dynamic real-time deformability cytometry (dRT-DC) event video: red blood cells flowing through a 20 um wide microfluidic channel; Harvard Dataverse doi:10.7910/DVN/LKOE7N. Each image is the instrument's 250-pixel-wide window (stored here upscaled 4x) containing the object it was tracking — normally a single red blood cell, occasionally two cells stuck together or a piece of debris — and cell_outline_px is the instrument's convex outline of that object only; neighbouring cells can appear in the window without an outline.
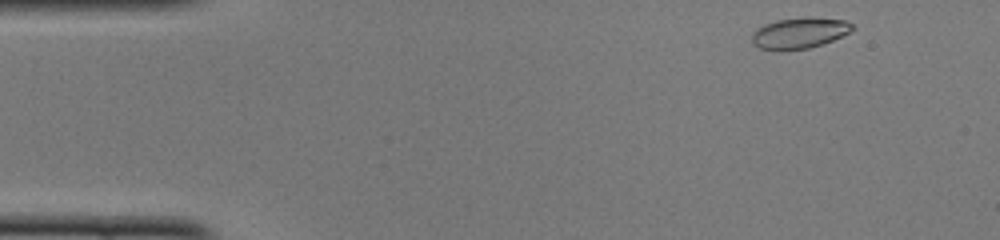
{"species": "common noctule bat (a hibernating species)", "species_latin": "Nyctalus noctula", "temperature_condition": "cold", "stored_images_in_passage": 45, "camera_frame_rate_fps": 3000, "um_per_image_px": 0.085, "animal": {"sex": "female", "body_mass_g": 22.0, "forearm_length_mm": 56.7}, "frame": {"image": 1, "passage_image": 1, "time_ms": 0.0, "image_size_px": [1000, 240], "cell_outline_px": [[856, 28], [824, 44], [808, 48], [760, 48], [752, 44], [752, 32], [756, 28], [764, 24], [776, 20], [808, 16], [844, 20], [852, 24]], "centroid_in_image_um": [67.96, 2.76], "position_along_channel_um": 17.0, "area_um2": 17.8}}
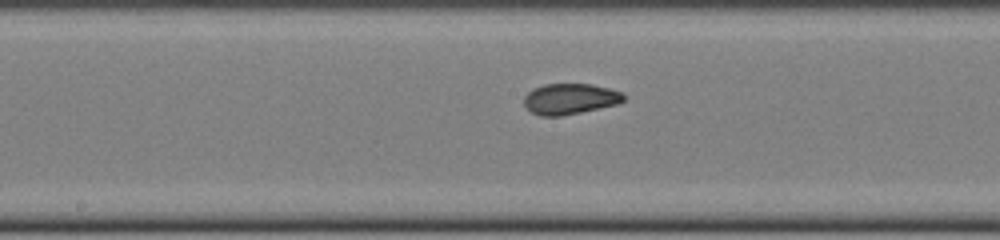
{"frame": {"image": 2, "passage_image": 21, "time_ms": 6.667, "image_size_px": [1000, 240], "cell_outline_px": [[628, 96], [624, 100], [616, 104], [580, 112], [560, 116], [540, 116], [532, 112], [524, 104], [524, 96], [532, 88], [544, 84], [592, 84], [624, 92]], "centroid_in_image_um": [48.46, 8.39], "position_along_channel_um": 199.7, "area_um2": 17.92}}
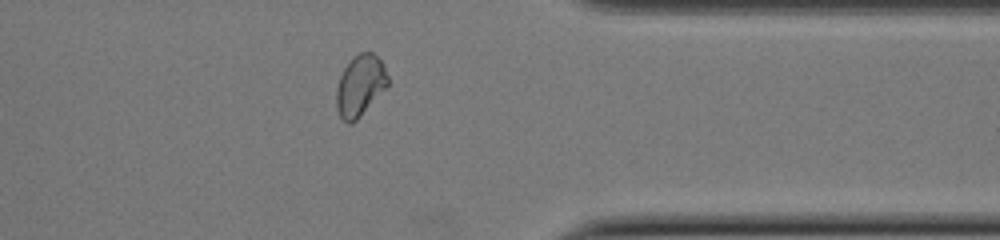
{"frame": {"image": 3, "passage_image": 35, "time_ms": 11.333, "image_size_px": [1000, 240], "cell_outline_px": [[388, 84], [360, 116], [352, 124], [348, 124], [340, 116], [336, 104], [336, 88], [340, 76], [344, 68], [352, 56], [360, 52], [372, 52], [384, 64], [388, 76]], "centroid_in_image_um": [30.59, 7.25], "position_along_channel_um": 380.8, "area_um2": 18.15}, "authors_computed_cell_mechanics": {"area_um2": 18.207, "velocity_mm_per_s": 4.0959, "shape_relaxation_time_tau1_ms": null, "shape_relaxation_time_tau2_ms": 0.893, "deformation_change_tau1": null, "deformation_change_tau2": 0.0393}}